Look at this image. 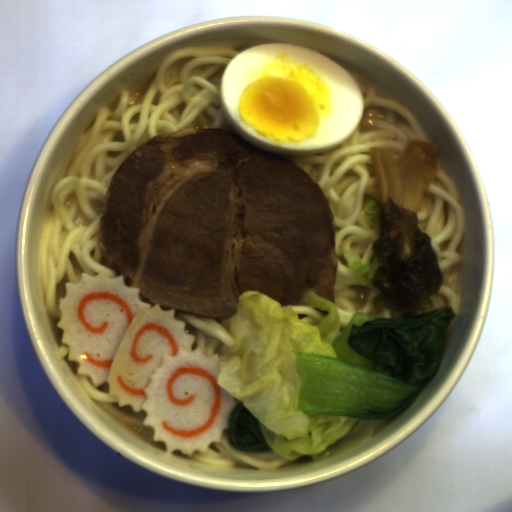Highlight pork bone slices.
I'll return each mask as SVG.
<instances>
[{
    "label": "pork bone slices",
    "mask_w": 512,
    "mask_h": 512,
    "mask_svg": "<svg viewBox=\"0 0 512 512\" xmlns=\"http://www.w3.org/2000/svg\"><path fill=\"white\" fill-rule=\"evenodd\" d=\"M104 198L100 251L151 306L218 318L234 315L244 290L291 306L311 290L334 303V222L322 188L235 129L149 138Z\"/></svg>",
    "instance_id": "pork-bone-slices-1"
}]
</instances>
